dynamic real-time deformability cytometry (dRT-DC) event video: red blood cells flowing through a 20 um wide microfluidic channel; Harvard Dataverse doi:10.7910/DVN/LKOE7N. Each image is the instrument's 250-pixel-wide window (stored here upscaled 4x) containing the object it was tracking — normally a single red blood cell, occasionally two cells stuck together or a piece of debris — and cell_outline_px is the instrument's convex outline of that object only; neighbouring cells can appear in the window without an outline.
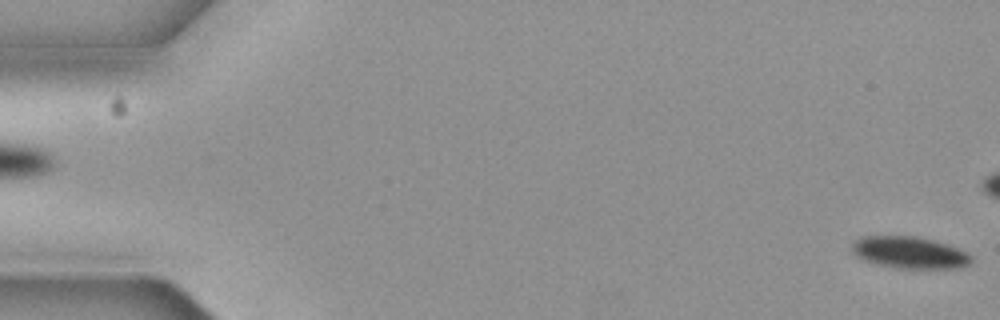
{"species": "common noctule bat (a hibernating species)", "species_latin": "Nyctalus noctula", "temperature_condition": "cold", "stored_images_in_passage": 5, "segment_of_instrument_passage": [2, 2], "camera_frame_rate_fps": 3000, "um_per_image_px": 0.085, "animal": {"sex": "female", "body_mass_g": 19.3, "forearm_length_mm": 54.1}, "frame": {"image": 1, "passage_image": 5, "time_ms": 1.333, "image_size_px": [1000, 320], "cell_outline_px": [[972, 260], [968, 264], [960, 268], [896, 268], [864, 260], [856, 256], [852, 252], [852, 240], [860, 236], [912, 236], [932, 240], [956, 248], [972, 256]], "centroid_in_image_um": [77.25, 21.46], "position_along_channel_um": 7.8, "area_um2": 21.91}}